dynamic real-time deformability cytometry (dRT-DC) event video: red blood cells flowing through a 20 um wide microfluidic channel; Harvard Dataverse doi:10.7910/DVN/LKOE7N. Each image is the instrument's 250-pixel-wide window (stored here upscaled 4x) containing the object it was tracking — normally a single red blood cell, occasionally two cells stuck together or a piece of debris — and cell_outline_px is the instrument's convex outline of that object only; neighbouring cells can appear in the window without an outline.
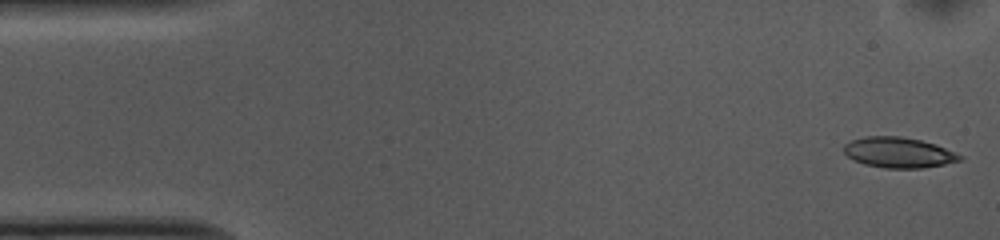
{"species": "common noctule bat (a hibernating species)", "species_latin": "Nyctalus noctula", "temperature_condition": "cold", "stored_images_in_passage": 52, "camera_frame_rate_fps": 3000, "um_per_image_px": 0.085, "animal": {"sex": "female", "body_mass_g": 10.0, "forearm_length_mm": 53.1}, "frame": {"image": 1, "passage_image": 1, "time_ms": 0.0, "image_size_px": [1000, 240], "cell_outline_px": [[964, 160], [924, 168], [884, 168], [864, 164], [852, 160], [844, 152], [844, 144], [852, 140], [864, 136], [900, 136], [920, 140], [936, 144], [964, 156]], "centroid_in_image_um": [76.39, 12.97], "position_along_channel_um": 8.6, "area_um2": 20.75}}
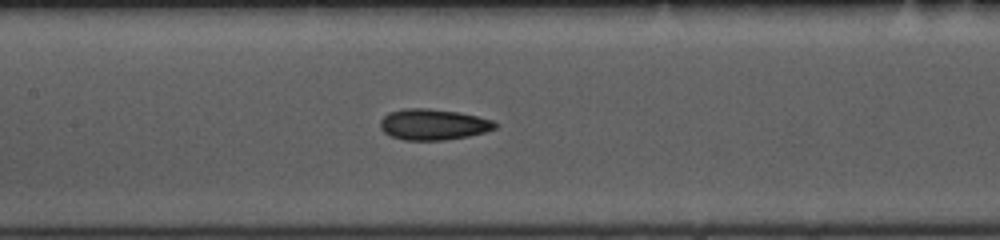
{"frame": {"image": 2, "passage_image": 23, "time_ms": 7.333, "image_size_px": [1000, 240], "cell_outline_px": [[500, 124], [496, 128], [484, 132], [468, 136], [444, 140], [404, 140], [392, 136], [384, 132], [380, 128], [380, 120], [388, 112], [404, 108], [428, 108], [456, 112], [476, 116], [492, 120]], "centroid_in_image_um": [36.81, 10.57], "position_along_channel_um": 170.6, "area_um2": 20.69}}
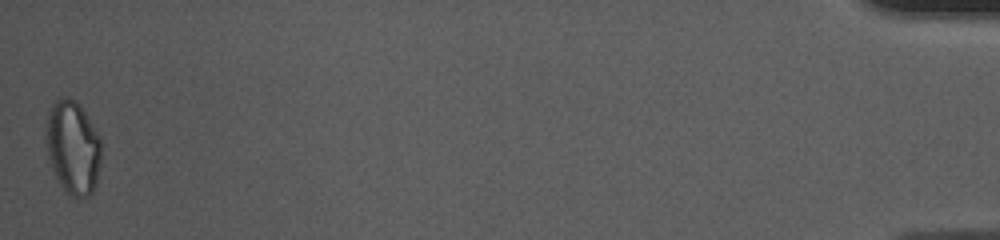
{"frame": {"image": 3, "passage_image": 52, "time_ms": 17.0, "image_size_px": [1000, 240], "cell_outline_px": [[100, 168], [96, 184], [92, 192], [88, 196], [72, 196], [60, 184], [48, 160], [48, 112], [56, 96], [68, 96], [80, 104], [100, 136]], "centroid_in_image_um": [6.22, 12.48], "position_along_channel_um": 429.0, "area_um2": 29.82}, "authors_computed_cell_mechanics": {"area_um2": 20.7502, "velocity_mm_per_s": 3.6968, "shape_relaxation_time_tau1_ms": 7.2337, "shape_relaxation_time_tau2_ms": 7.8204, "deformation_change_tau1": 0.1441, "deformation_change_tau2": 0.1397}}